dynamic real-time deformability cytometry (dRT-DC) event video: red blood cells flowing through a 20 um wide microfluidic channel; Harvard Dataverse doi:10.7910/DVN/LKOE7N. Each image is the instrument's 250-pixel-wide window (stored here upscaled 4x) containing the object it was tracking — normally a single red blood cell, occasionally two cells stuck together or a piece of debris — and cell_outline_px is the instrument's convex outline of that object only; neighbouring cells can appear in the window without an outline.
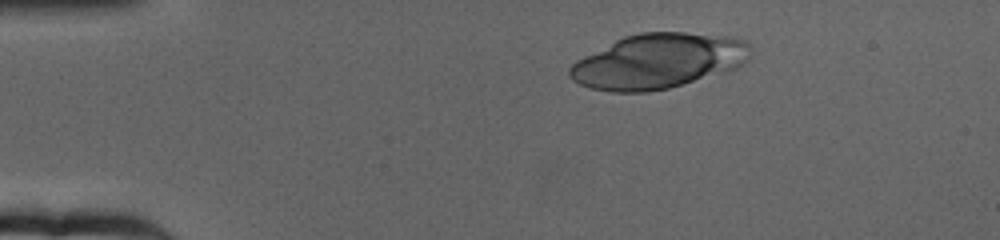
{"species": "human", "species_latin": "Homo sapiens", "temperature_condition": "cold", "stored_images_in_passage": 53, "camera_frame_rate_fps": 3000, "um_per_image_px": 0.085, "donor": {"sex": "female"}, "frame": {"image": 1, "passage_image": 1, "time_ms": 0.0, "image_size_px": [1000, 240], "cell_outline_px": [[752, 56], [748, 60], [736, 68], [728, 72], [668, 88], [648, 92], [612, 92], [592, 88], [580, 84], [572, 80], [568, 76], [568, 68], [576, 60], [624, 36], [640, 32], [684, 32], [728, 36], [748, 40], [752, 48]], "centroid_in_image_um": [56.0, 5.19], "position_along_channel_um": 29.0, "area_um2": 58.32}}